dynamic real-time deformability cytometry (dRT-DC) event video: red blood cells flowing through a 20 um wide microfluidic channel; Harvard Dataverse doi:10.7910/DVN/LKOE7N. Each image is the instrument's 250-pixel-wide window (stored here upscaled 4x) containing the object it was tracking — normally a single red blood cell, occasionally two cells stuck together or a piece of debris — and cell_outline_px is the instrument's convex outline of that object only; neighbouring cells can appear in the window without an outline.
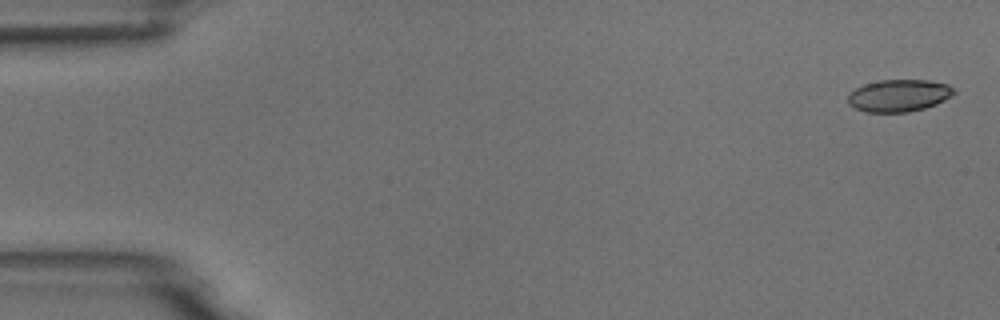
{"species": "common noctule bat (a hibernating species)", "species_latin": "Nyctalus noctula", "temperature_condition": "room temperature", "stored_images_in_passage": 5, "camera_frame_rate_fps": 3000, "um_per_image_px": 0.085, "animal": {"sex": "male", "body_mass_g": 18.8}, "frame": {"image": 1, "passage_image": 1, "time_ms": 0.0, "image_size_px": [1000, 320], "cell_outline_px": [[956, 92], [952, 96], [936, 104], [924, 108], [908, 112], [864, 112], [848, 104], [848, 92], [864, 84], [880, 80], [928, 80], [948, 84]], "centroid_in_image_um": [76.39, 8.12], "position_along_channel_um": 8.6, "area_um2": 19.94}}
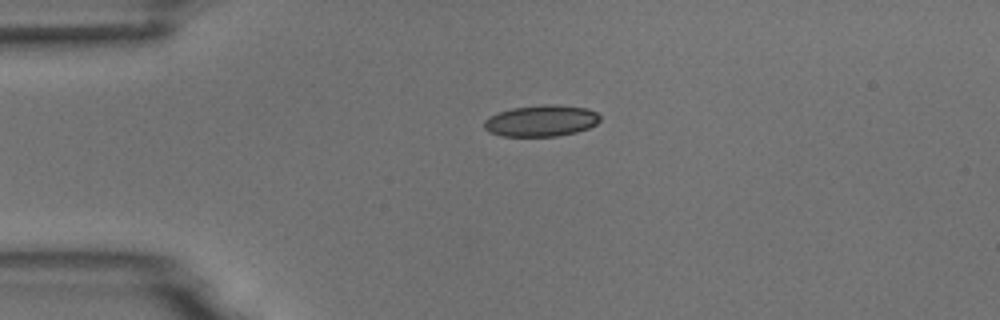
{"frame": {"image": 2, "passage_image": 4, "time_ms": 3.667, "image_size_px": [1000, 320], "cell_outline_px": [[600, 120], [596, 124], [588, 128], [576, 132], [556, 136], [504, 136], [488, 132], [484, 128], [484, 120], [488, 116], [512, 108], [548, 104], [556, 104], [588, 108], [596, 112], [600, 116]], "centroid_in_image_um": [46.0, 10.26], "position_along_channel_um": 39.0, "area_um2": 21.21}}